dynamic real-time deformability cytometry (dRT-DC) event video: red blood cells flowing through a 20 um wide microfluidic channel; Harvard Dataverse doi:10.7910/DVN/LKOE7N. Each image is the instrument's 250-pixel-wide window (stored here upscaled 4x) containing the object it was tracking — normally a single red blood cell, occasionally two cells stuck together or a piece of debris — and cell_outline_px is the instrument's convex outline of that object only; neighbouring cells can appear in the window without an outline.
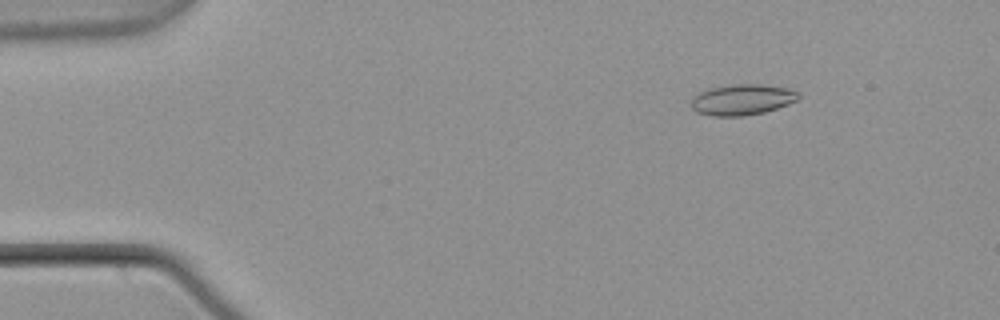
{"species": "common noctule bat (a hibernating species)", "species_latin": "Nyctalus noctula", "temperature_condition": "warm", "stored_images_in_passage": 55, "camera_frame_rate_fps": 3000, "um_per_image_px": 0.085, "animal": {"sex": "male", "body_mass_g": 21.5, "forearm_length_mm": 52.0}, "frame": {"image": 1, "passage_image": 8, "time_ms": 2.333, "image_size_px": [1000, 320], "cell_outline_px": [[800, 96], [796, 100], [788, 104], [764, 112], [744, 116], [712, 116], [696, 112], [692, 108], [692, 96], [708, 88], [732, 84], [760, 84], [788, 88], [800, 92]], "centroid_in_image_um": [63.07, 8.46], "position_along_channel_um": 21.9, "area_um2": 19.36}}
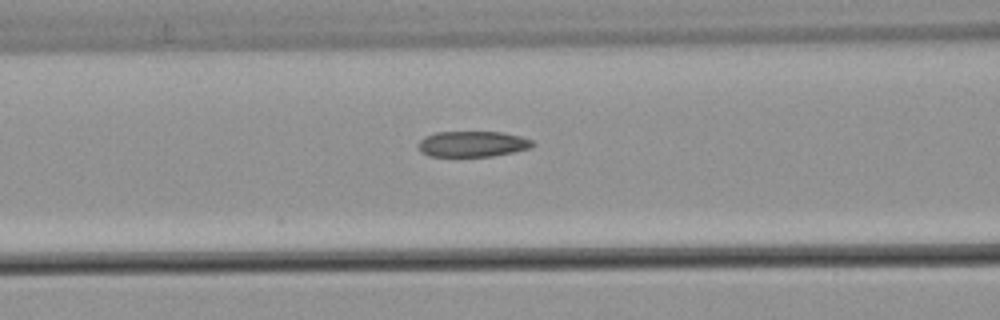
{"frame": {"image": 2, "passage_image": 23, "time_ms": 7.333, "image_size_px": [1000, 320], "cell_outline_px": [[536, 144], [532, 148], [492, 156], [428, 156], [420, 152], [420, 140], [424, 136], [436, 132], [504, 132], [520, 136], [532, 140]], "centroid_in_image_um": [40.19, 12.23], "position_along_channel_um": 126.4, "area_um2": 17.17}}
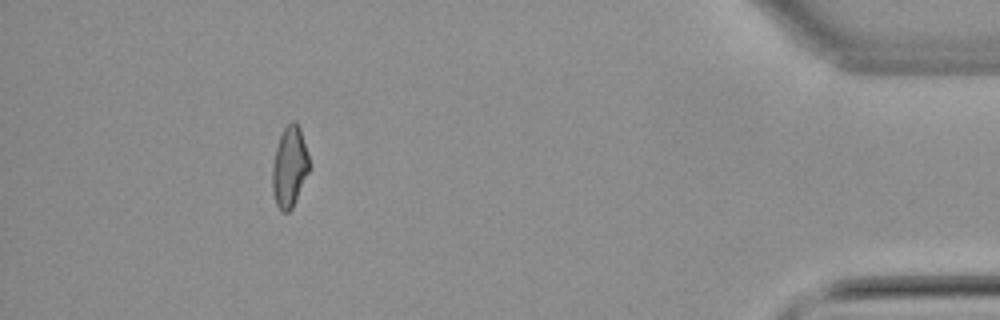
{"frame": {"image": 3, "passage_image": 50, "time_ms": 16.333, "image_size_px": [1000, 320], "cell_outline_px": [[308, 172], [292, 208], [288, 212], [280, 212], [276, 204], [272, 192], [272, 164], [276, 148], [280, 136], [284, 128], [292, 120], [296, 120], [300, 128], [308, 156]], "centroid_in_image_um": [24.58, 14.19], "position_along_channel_um": 410.6, "area_um2": 17.17}, "authors_computed_cell_mechanics": {"area_um2": 17.9758, "velocity_mm_per_s": 3.8043, "shape_relaxation_time_tau1_ms": null, "shape_relaxation_time_tau2_ms": 2.0234, "deformation_change_tau1": null, "deformation_change_tau2": 0.0968}}